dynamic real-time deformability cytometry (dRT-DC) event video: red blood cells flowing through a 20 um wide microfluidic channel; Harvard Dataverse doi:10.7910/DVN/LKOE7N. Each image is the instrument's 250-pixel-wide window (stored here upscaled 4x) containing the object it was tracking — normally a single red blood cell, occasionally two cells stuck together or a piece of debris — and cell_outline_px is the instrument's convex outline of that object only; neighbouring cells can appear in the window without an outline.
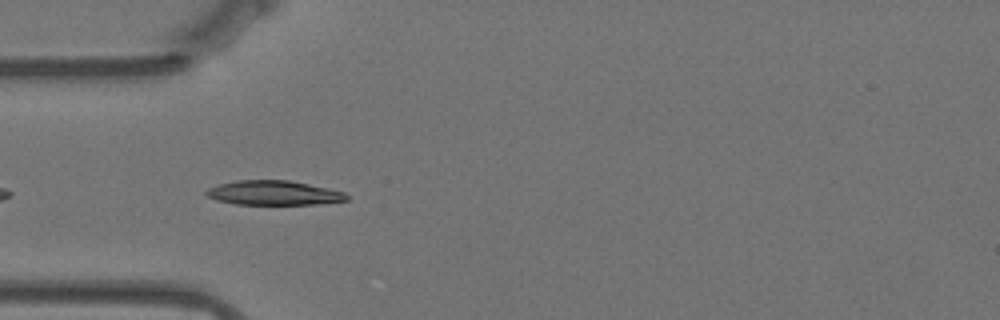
{"species": "Egyptian fruit bat (a non-hibernating species)", "species_latin": "Rousettus aegyptiacus", "temperature_condition": "warm", "stored_images_in_passage": 39, "camera_frame_rate_fps": 3000, "um_per_image_px": 0.085, "animal": {"sex": "female"}, "frame": {"image": 1, "passage_image": 3, "time_ms": 0.667, "image_size_px": [1000, 320], "cell_outline_px": [[348, 200], [316, 204], [236, 204], [216, 200], [208, 196], [204, 192], [208, 188], [220, 184], [236, 180], [288, 180], [328, 188], [344, 192], [348, 196]], "centroid_in_image_um": [23.25, 16.39], "position_along_channel_um": 61.7, "area_um2": 19.83}}
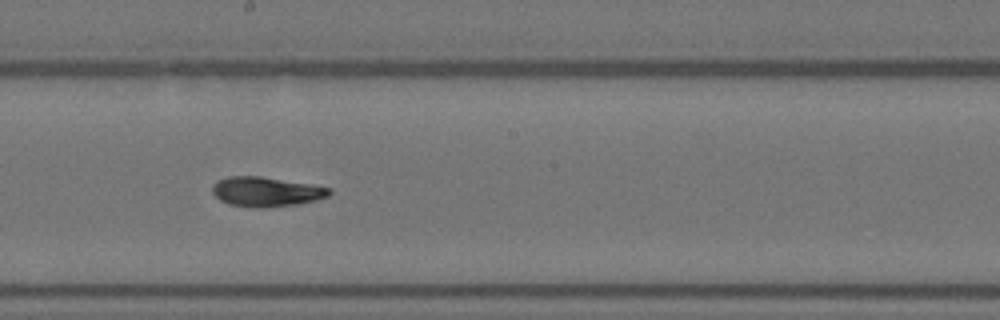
{"frame": {"image": 2, "passage_image": 17, "time_ms": 5.333, "image_size_px": [1000, 320], "cell_outline_px": [[332, 192], [328, 196], [316, 200], [296, 204], [264, 208], [252, 208], [228, 204], [220, 200], [212, 192], [212, 184], [228, 176], [260, 176], [312, 184], [332, 188]], "centroid_in_image_um": [22.63, 16.3], "position_along_channel_um": 225.6, "area_um2": 20.35}}
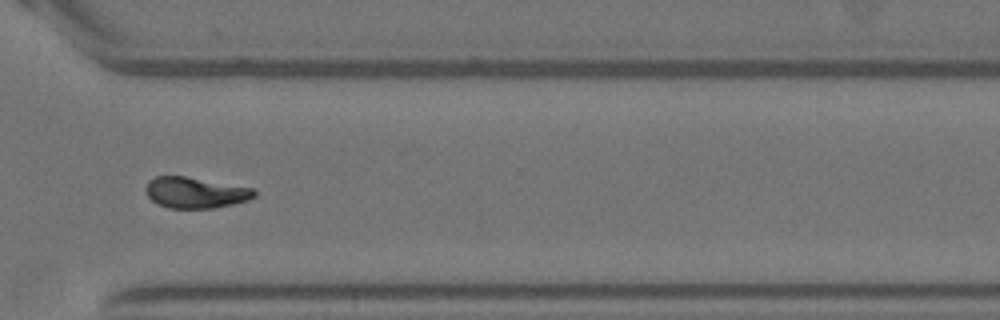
{"frame": {"image": 3, "passage_image": 28, "time_ms": 9.0, "image_size_px": [1000, 320], "cell_outline_px": [[256, 196], [248, 200], [232, 204], [212, 208], [168, 208], [152, 200], [148, 196], [144, 188], [148, 180], [156, 176], [184, 176], [252, 188], [256, 192]], "centroid_in_image_um": [16.58, 16.37], "position_along_channel_um": 354.0, "area_um2": 19.42}, "authors_computed_cell_mechanics": {"area_um2": 19.5942, "velocity_mm_per_s": 3.5149, "shape_relaxation_time_tau1_ms": 5.0205, "shape_relaxation_time_tau2_ms": 2.5564, "deformation_change_tau1": 0.1736, "deformation_change_tau2": 0.0797}}